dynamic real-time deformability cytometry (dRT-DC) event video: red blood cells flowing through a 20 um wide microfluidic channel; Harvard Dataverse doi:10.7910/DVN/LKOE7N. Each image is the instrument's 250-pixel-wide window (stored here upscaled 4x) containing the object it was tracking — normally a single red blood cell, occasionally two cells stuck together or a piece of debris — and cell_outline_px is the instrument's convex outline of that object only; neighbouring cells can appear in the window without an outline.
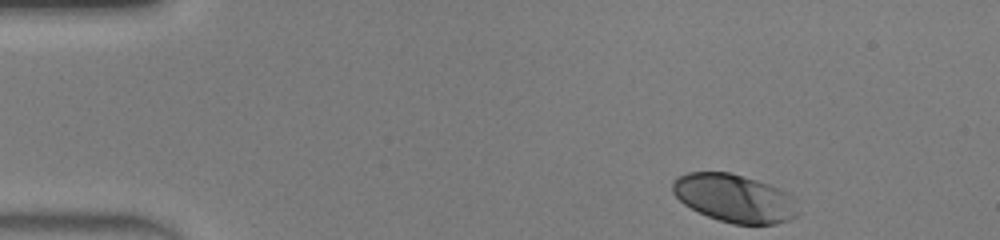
{"species": "human", "species_latin": "Homo sapiens", "temperature_condition": "warm", "stored_images_in_passage": 44, "camera_frame_rate_fps": 3000, "um_per_image_px": 0.085, "donor": {"sex": "male"}, "frame": {"image": 1, "passage_image": 1, "time_ms": 0.0, "image_size_px": [1000, 240], "cell_outline_px": [[800, 212], [796, 216], [788, 220], [776, 224], [732, 224], [708, 216], [684, 204], [672, 192], [672, 180], [676, 176], [688, 172], [728, 172], [756, 180], [780, 188], [788, 192], [792, 196]], "centroid_in_image_um": [62.43, 16.84], "position_along_channel_um": 22.6, "area_um2": 35.14}}
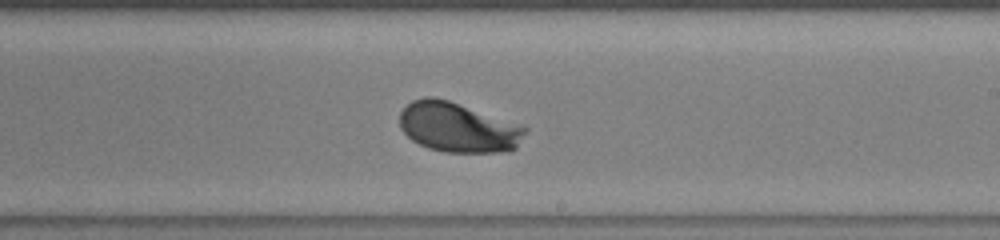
{"frame": {"image": 2, "passage_image": 24, "time_ms": 7.667, "image_size_px": [1000, 240], "cell_outline_px": [[528, 128], [516, 148], [500, 152], [444, 152], [428, 148], [412, 140], [400, 128], [400, 112], [412, 100], [424, 96], [432, 96], [448, 100], [524, 124]], "centroid_in_image_um": [38.96, 10.81], "position_along_channel_um": 250.0, "area_um2": 36.7}}
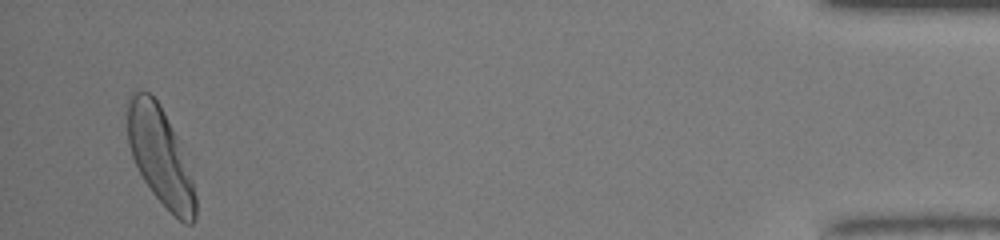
{"frame": {"image": 3, "passage_image": 42, "time_ms": 13.667, "image_size_px": [1000, 240], "cell_outline_px": [[196, 220], [192, 224], [184, 224], [152, 192], [144, 180], [132, 156], [128, 144], [128, 96], [132, 92], [148, 92], [160, 104], [176, 136], [192, 180], [196, 196]], "centroid_in_image_um": [13.61, 13.29], "position_along_channel_um": 421.6, "area_um2": 37.69}, "authors_computed_cell_mechanics": {"area_um2": 35.4892, "velocity_mm_per_s": 4.1815, "shape_relaxation_time_tau1_ms": 1.6114, "shape_relaxation_time_tau2_ms": null, "deformation_change_tau1": 0.1318, "deformation_change_tau2": null}}